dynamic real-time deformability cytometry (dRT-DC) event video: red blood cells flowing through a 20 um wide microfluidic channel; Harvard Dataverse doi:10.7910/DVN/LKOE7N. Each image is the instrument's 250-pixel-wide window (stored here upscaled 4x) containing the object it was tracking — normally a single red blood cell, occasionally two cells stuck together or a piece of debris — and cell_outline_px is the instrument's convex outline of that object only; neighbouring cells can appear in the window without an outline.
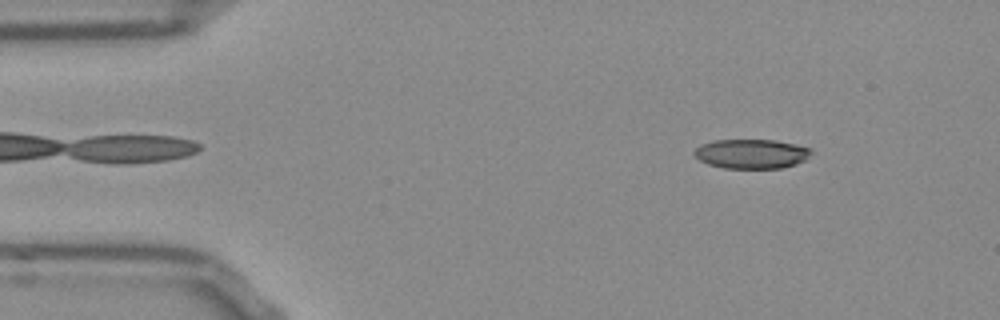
{"species": "Egyptian fruit bat (a non-hibernating species)", "species_latin": "Rousettus aegyptiacus", "temperature_condition": "room temperature", "stored_images_in_passage": 52, "camera_frame_rate_fps": 3000, "um_per_image_px": 0.085, "frame": {"image": 1, "passage_image": 6, "time_ms": 1.667, "image_size_px": [1000, 320], "cell_outline_px": [[812, 152], [804, 160], [796, 164], [780, 168], [724, 168], [708, 164], [700, 160], [692, 152], [700, 144], [712, 140], [776, 140], [808, 148]], "centroid_in_image_um": [63.82, 13.07], "position_along_channel_um": 21.2, "area_um2": 19.88}}
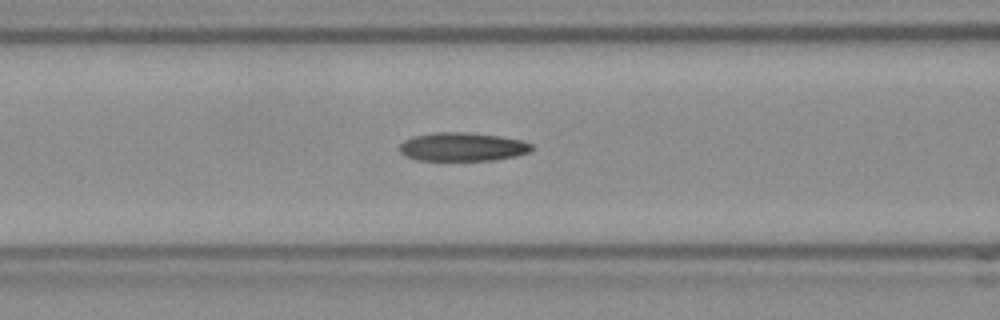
{"frame": {"image": 2, "passage_image": 20, "time_ms": 6.333, "image_size_px": [1000, 320], "cell_outline_px": [[532, 148], [528, 152], [516, 156], [496, 160], [416, 160], [404, 156], [400, 152], [400, 144], [404, 140], [412, 136], [432, 132], [464, 132], [500, 136], [520, 140], [532, 144]], "centroid_in_image_um": [39.26, 12.48], "position_along_channel_um": 127.3, "area_um2": 22.08}}
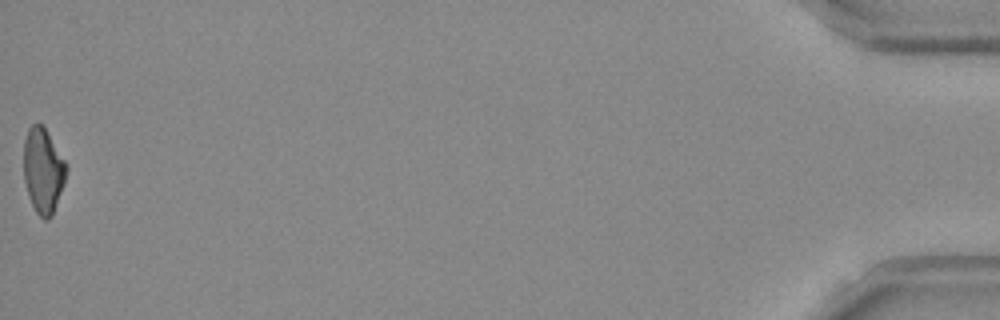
{"frame": {"image": 3, "passage_image": 52, "time_ms": 17.0, "image_size_px": [1000, 320], "cell_outline_px": [[68, 168], [64, 184], [52, 216], [48, 220], [44, 220], [36, 212], [28, 196], [24, 180], [24, 140], [28, 128], [32, 124], [44, 124], [64, 160]], "centroid_in_image_um": [3.66, 14.49], "position_along_channel_um": 431.5, "area_um2": 21.27}, "authors_computed_cell_mechanics": {"area_um2": 21.6461, "velocity_mm_per_s": 3.8409, "shape_relaxation_time_tau1_ms": null, "shape_relaxation_time_tau2_ms": 3.9256, "deformation_change_tau1": null, "deformation_change_tau2": 0.1297}}